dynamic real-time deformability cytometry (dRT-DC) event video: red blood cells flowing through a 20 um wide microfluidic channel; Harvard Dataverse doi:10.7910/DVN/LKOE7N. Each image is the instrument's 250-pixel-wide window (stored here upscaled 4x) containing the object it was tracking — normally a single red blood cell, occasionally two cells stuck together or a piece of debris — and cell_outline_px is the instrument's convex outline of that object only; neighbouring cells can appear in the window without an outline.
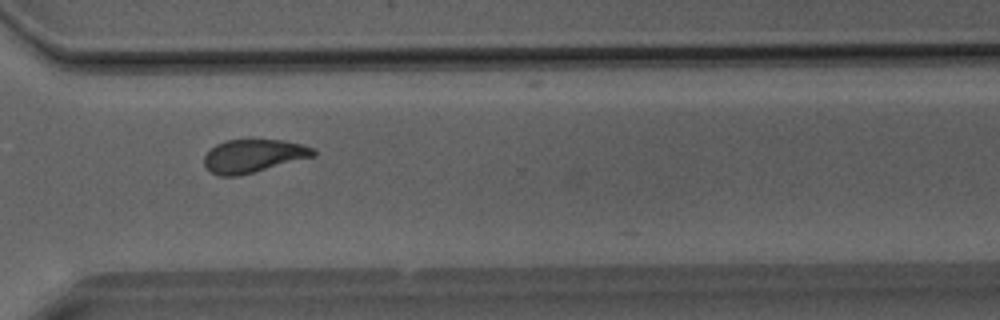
{"species": "Egyptian fruit bat (a non-hibernating species)", "species_latin": "Rousettus aegyptiacus", "temperature_condition": "room temperature", "stored_images_in_passage": 32, "camera_frame_rate_fps": 3000, "um_per_image_px": 0.085, "animal": {"sex": "male"}, "frame": {"image": 1, "passage_image": 22, "time_ms": 7.0, "image_size_px": [1000, 320], "cell_outline_px": [[316, 156], [240, 176], [216, 176], [208, 172], [204, 164], [204, 156], [216, 144], [228, 140], [248, 136], [252, 136], [284, 140], [316, 148]], "centroid_in_image_um": [21.54, 13.21], "position_along_channel_um": 349.1, "area_um2": 22.2}}
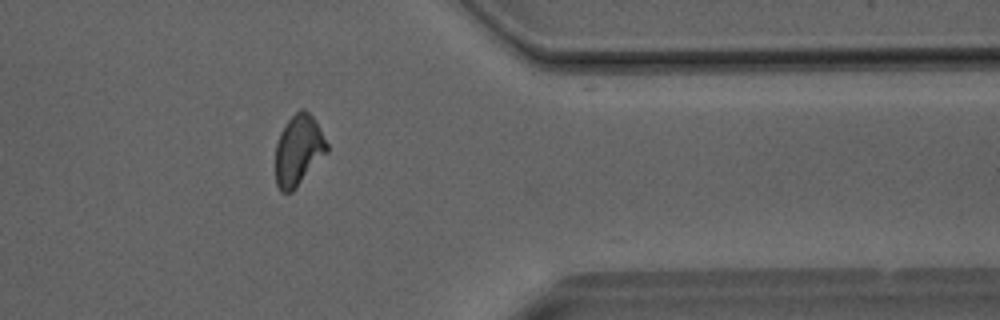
{"frame": {"image": 2, "passage_image": 25, "time_ms": 8.0, "image_size_px": [1000, 320], "cell_outline_px": [[328, 152], [296, 188], [292, 192], [280, 192], [276, 184], [276, 144], [280, 132], [284, 124], [300, 108], [304, 108], [312, 116], [328, 144]], "centroid_in_image_um": [25.36, 12.78], "position_along_channel_um": 386.0, "area_um2": 21.15}}
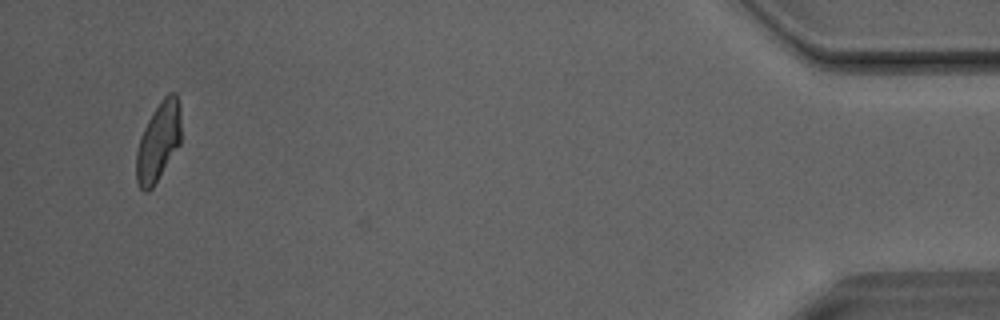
{"frame": {"image": 3, "passage_image": 31, "time_ms": 10.0, "image_size_px": [1000, 320], "cell_outline_px": [[180, 144], [152, 188], [148, 192], [144, 192], [140, 188], [136, 180], [136, 152], [140, 136], [152, 112], [160, 100], [168, 92], [176, 92], [180, 104]], "centroid_in_image_um": [13.46, 12.02], "position_along_channel_um": 421.7, "area_um2": 20.69}}